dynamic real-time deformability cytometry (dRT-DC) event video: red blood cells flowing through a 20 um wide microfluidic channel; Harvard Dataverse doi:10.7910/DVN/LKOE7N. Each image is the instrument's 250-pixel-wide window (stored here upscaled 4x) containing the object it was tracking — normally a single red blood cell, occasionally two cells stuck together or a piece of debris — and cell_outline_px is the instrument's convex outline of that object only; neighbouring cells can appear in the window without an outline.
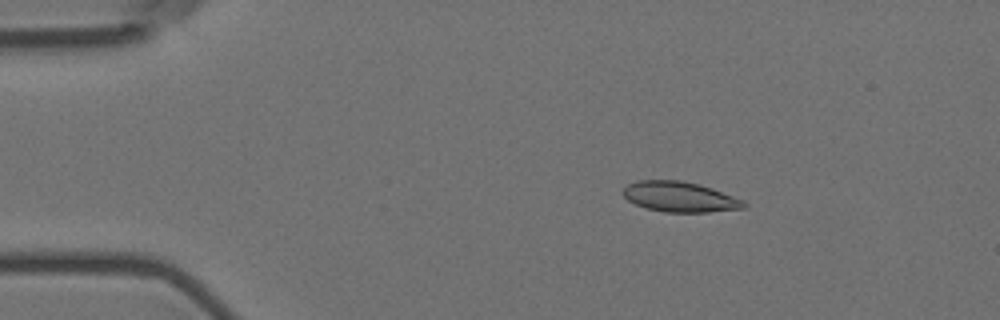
{"species": "Egyptian fruit bat (a non-hibernating species)", "species_latin": "Rousettus aegyptiacus", "temperature_condition": "room temperature", "stored_images_in_passage": 56, "camera_frame_rate_fps": 3000, "um_per_image_px": 0.085, "animal": {"sex": "female"}, "frame": {"image": 1, "passage_image": 9, "time_ms": 2.667, "image_size_px": [1000, 320], "cell_outline_px": [[748, 204], [744, 208], [708, 212], [664, 212], [648, 208], [636, 204], [628, 200], [620, 192], [628, 184], [636, 180], [680, 180], [700, 184], [712, 188], [744, 200]], "centroid_in_image_um": [57.78, 16.72], "position_along_channel_um": 27.2, "area_um2": 21.39}}
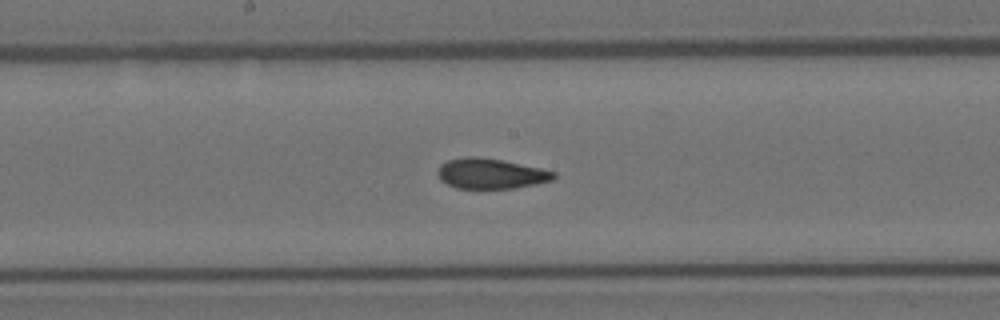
{"frame": {"image": 2, "passage_image": 29, "time_ms": 9.333, "image_size_px": [1000, 320], "cell_outline_px": [[556, 176], [552, 180], [536, 184], [512, 188], [456, 188], [440, 180], [436, 172], [440, 164], [448, 160], [464, 156], [476, 156], [500, 160], [540, 168], [556, 172]], "centroid_in_image_um": [41.67, 14.75], "position_along_channel_um": 206.5, "area_um2": 20.4}}
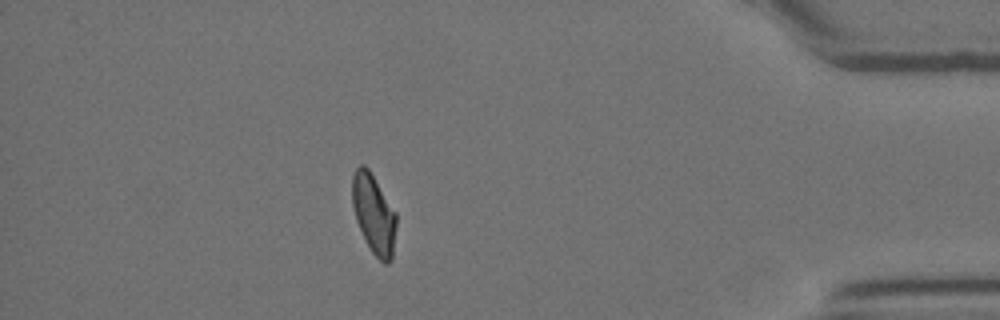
{"frame": {"image": 3, "passage_image": 49, "time_ms": 16.0, "image_size_px": [1000, 320], "cell_outline_px": [[396, 224], [392, 260], [388, 264], [384, 264], [372, 252], [356, 220], [352, 204], [352, 176], [356, 168], [360, 164], [364, 164], [368, 168], [396, 212]], "centroid_in_image_um": [31.77, 18.18], "position_along_channel_um": 403.4, "area_um2": 20.23}, "authors_computed_cell_mechanics": {"area_um2": 21.0103, "velocity_mm_per_s": 3.6223, "shape_relaxation_time_tau1_ms": 9.5855, "shape_relaxation_time_tau2_ms": 1.8777, "deformation_change_tau1": 0.2145, "deformation_change_tau2": 0.0728}}